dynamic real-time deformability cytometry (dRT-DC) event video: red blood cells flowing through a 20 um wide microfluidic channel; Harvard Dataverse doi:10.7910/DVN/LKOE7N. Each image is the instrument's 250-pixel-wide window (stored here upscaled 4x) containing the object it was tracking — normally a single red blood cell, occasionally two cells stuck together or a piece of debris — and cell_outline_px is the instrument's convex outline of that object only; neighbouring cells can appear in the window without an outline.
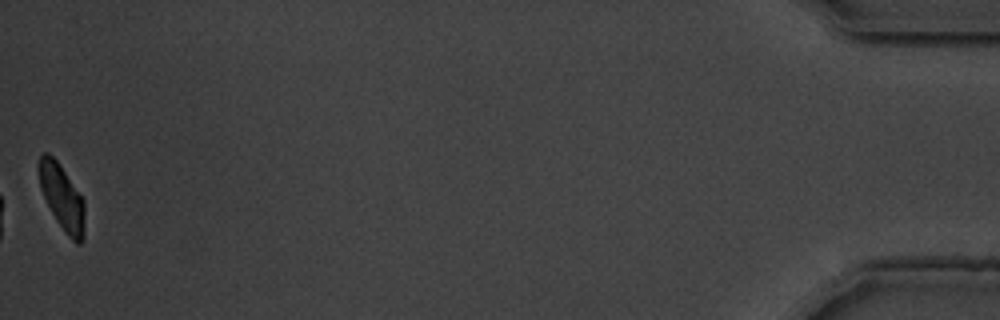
{"species": "common noctule bat (a hibernating species)", "species_latin": "Nyctalus noctula", "temperature_condition": "warm", "stored_images_in_passage": 56, "segment_of_instrument_passage": [2, 2], "camera_frame_rate_fps": 3000, "um_per_image_px": 0.085, "animal": {"sex": "male", "body_mass_g": 19.5, "forearm_length_mm": 54.6}, "frame": {"image": 1, "passage_image": 56, "time_ms": 18.333, "image_size_px": [1000, 320], "cell_outline_px": [[84, 240], [80, 244], [76, 244], [64, 232], [56, 220], [40, 188], [36, 164], [40, 156], [44, 152], [48, 152], [60, 164], [84, 200]], "centroid_in_image_um": [5.26, 16.76], "position_along_channel_um": 429.9, "area_um2": 17.69}}